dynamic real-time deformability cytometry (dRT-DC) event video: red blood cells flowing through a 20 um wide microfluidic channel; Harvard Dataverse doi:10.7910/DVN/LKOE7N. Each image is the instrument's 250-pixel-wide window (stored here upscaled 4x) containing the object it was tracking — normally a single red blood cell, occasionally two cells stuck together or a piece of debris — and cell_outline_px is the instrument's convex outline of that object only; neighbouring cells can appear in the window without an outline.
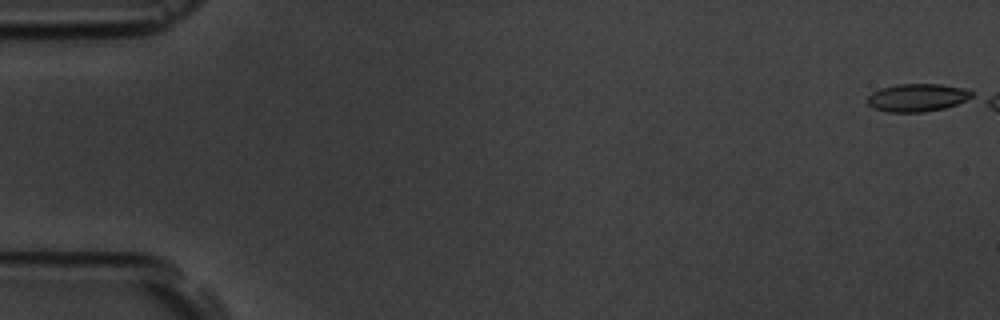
{"species": "common noctule bat (a hibernating species)", "species_latin": "Nyctalus noctula", "temperature_condition": "room temperature", "stored_images_in_passage": 8, "camera_frame_rate_fps": 3000, "um_per_image_px": 0.085, "animal": {"sex": "male", "body_mass_g": 19.5, "forearm_length_mm": 54.6}, "frame": {"image": 1, "passage_image": 1, "time_ms": 0.0, "image_size_px": [1000, 320], "cell_outline_px": [[972, 96], [956, 104], [944, 108], [924, 112], [888, 112], [872, 108], [868, 104], [868, 96], [872, 92], [880, 88], [896, 84], [940, 84], [964, 88], [972, 92]], "centroid_in_image_um": [77.92, 8.29], "position_along_channel_um": 7.1, "area_um2": 16.88}}